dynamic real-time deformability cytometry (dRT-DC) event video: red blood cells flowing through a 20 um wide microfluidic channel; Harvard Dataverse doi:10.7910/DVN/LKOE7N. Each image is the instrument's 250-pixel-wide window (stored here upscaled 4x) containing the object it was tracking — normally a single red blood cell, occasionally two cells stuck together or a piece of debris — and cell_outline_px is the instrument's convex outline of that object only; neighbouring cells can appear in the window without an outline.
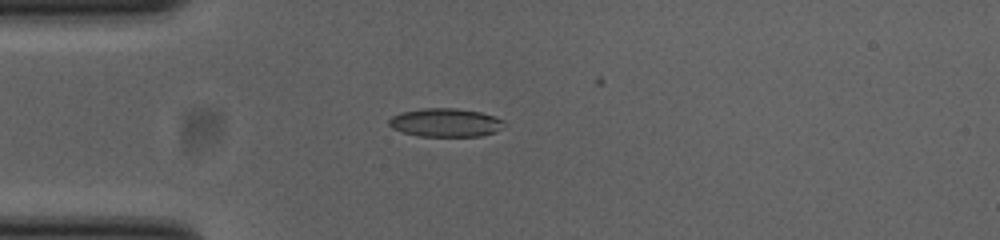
{"species": "common noctule bat (a hibernating species)", "species_latin": "Nyctalus noctula", "temperature_condition": "cold", "stored_images_in_passage": 8, "camera_frame_rate_fps": 3000, "um_per_image_px": 0.085, "animal": {"sex": "female", "body_mass_g": 23.0, "forearm_length_mm": 53.4}, "frame": {"image": 1, "passage_image": 1, "time_ms": 0.0, "image_size_px": [1000, 240], "cell_outline_px": [[504, 120], [500, 128], [496, 132], [480, 136], [420, 136], [404, 132], [392, 128], [388, 124], [388, 120], [392, 116], [400, 112], [424, 108], [456, 108], [480, 112]], "centroid_in_image_um": [37.83, 10.41], "position_along_channel_um": 47.2, "area_um2": 18.96}}
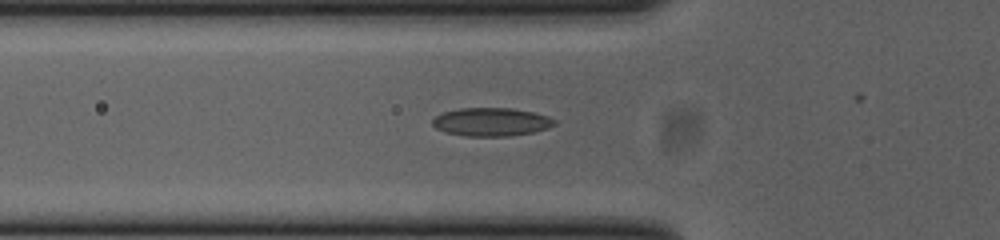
{"frame": {"image": 2, "passage_image": 5, "time_ms": 1.333, "image_size_px": [1000, 240], "cell_outline_px": [[556, 124], [548, 128], [532, 132], [508, 136], [464, 136], [444, 132], [436, 128], [432, 124], [432, 120], [436, 116], [444, 112], [460, 108], [512, 108], [532, 112], [548, 116], [556, 120]], "centroid_in_image_um": [41.75, 10.36], "position_along_channel_um": 84.0, "area_um2": 20.11}}